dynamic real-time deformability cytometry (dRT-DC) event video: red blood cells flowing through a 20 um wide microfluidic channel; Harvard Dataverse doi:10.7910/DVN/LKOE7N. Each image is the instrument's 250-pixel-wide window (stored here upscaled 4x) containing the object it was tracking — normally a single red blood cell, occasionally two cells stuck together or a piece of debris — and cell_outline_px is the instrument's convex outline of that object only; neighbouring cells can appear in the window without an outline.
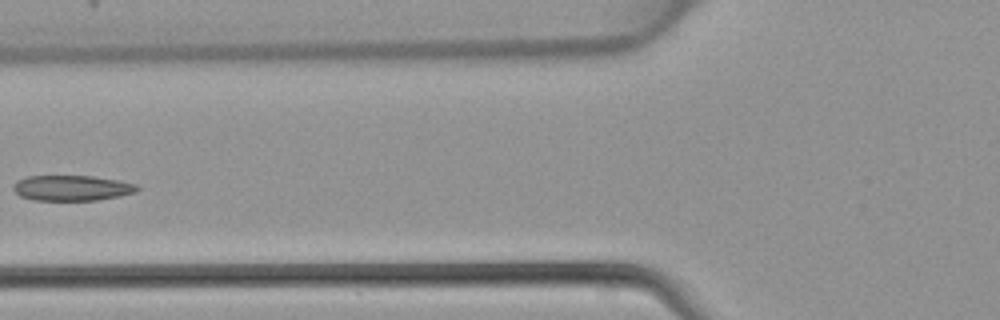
{"species": "common noctule bat (a hibernating species)", "species_latin": "Nyctalus noctula", "temperature_condition": "warm", "stored_images_in_passage": 4, "camera_frame_rate_fps": 3000, "um_per_image_px": 0.085, "animal": {"sex": "female", "body_mass_g": 22.7, "forearm_length_mm": 54.2}, "frame": {"image": 1, "passage_image": 4, "time_ms": 1.0, "image_size_px": [1000, 320], "cell_outline_px": [[140, 188], [136, 192], [96, 200], [32, 200], [20, 196], [12, 188], [16, 180], [28, 176], [92, 176], [116, 180], [136, 184]], "centroid_in_image_um": [6.07, 15.97], "position_along_channel_um": 119.7, "area_um2": 18.21}}